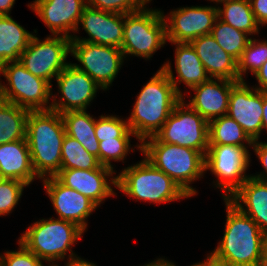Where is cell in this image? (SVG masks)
Returning a JSON list of instances; mask_svg holds the SVG:
<instances>
[{
	"label": "cell",
	"mask_w": 267,
	"mask_h": 266,
	"mask_svg": "<svg viewBox=\"0 0 267 266\" xmlns=\"http://www.w3.org/2000/svg\"><path fill=\"white\" fill-rule=\"evenodd\" d=\"M257 23L267 25V0H249Z\"/></svg>",
	"instance_id": "obj_39"
},
{
	"label": "cell",
	"mask_w": 267,
	"mask_h": 266,
	"mask_svg": "<svg viewBox=\"0 0 267 266\" xmlns=\"http://www.w3.org/2000/svg\"><path fill=\"white\" fill-rule=\"evenodd\" d=\"M210 35L216 40L219 46L238 61L242 52L247 47L250 39L245 32L235 29L229 24L221 21L218 17Z\"/></svg>",
	"instance_id": "obj_30"
},
{
	"label": "cell",
	"mask_w": 267,
	"mask_h": 266,
	"mask_svg": "<svg viewBox=\"0 0 267 266\" xmlns=\"http://www.w3.org/2000/svg\"><path fill=\"white\" fill-rule=\"evenodd\" d=\"M162 13L167 40L171 43H190L211 33L217 19V6L181 7L170 11V17Z\"/></svg>",
	"instance_id": "obj_14"
},
{
	"label": "cell",
	"mask_w": 267,
	"mask_h": 266,
	"mask_svg": "<svg viewBox=\"0 0 267 266\" xmlns=\"http://www.w3.org/2000/svg\"><path fill=\"white\" fill-rule=\"evenodd\" d=\"M19 250L0 254V266H44L42 260L18 241Z\"/></svg>",
	"instance_id": "obj_37"
},
{
	"label": "cell",
	"mask_w": 267,
	"mask_h": 266,
	"mask_svg": "<svg viewBox=\"0 0 267 266\" xmlns=\"http://www.w3.org/2000/svg\"><path fill=\"white\" fill-rule=\"evenodd\" d=\"M147 139L135 146L145 159L168 175L189 197L196 195L191 184L204 175L205 156L195 149L161 142L156 136Z\"/></svg>",
	"instance_id": "obj_4"
},
{
	"label": "cell",
	"mask_w": 267,
	"mask_h": 266,
	"mask_svg": "<svg viewBox=\"0 0 267 266\" xmlns=\"http://www.w3.org/2000/svg\"><path fill=\"white\" fill-rule=\"evenodd\" d=\"M42 182L58 214L57 219L72 222L85 232L88 226L87 218L98 206L76 190L61 184L55 177H46Z\"/></svg>",
	"instance_id": "obj_17"
},
{
	"label": "cell",
	"mask_w": 267,
	"mask_h": 266,
	"mask_svg": "<svg viewBox=\"0 0 267 266\" xmlns=\"http://www.w3.org/2000/svg\"><path fill=\"white\" fill-rule=\"evenodd\" d=\"M236 81L210 78L191 90L195 92L187 103L206 121H211L228 113L229 95Z\"/></svg>",
	"instance_id": "obj_20"
},
{
	"label": "cell",
	"mask_w": 267,
	"mask_h": 266,
	"mask_svg": "<svg viewBox=\"0 0 267 266\" xmlns=\"http://www.w3.org/2000/svg\"><path fill=\"white\" fill-rule=\"evenodd\" d=\"M252 148L256 156L258 157L259 161L261 162L264 168V171L254 176L251 174L250 176L258 180L267 182V142L264 143V142H259L258 140H255L253 142Z\"/></svg>",
	"instance_id": "obj_38"
},
{
	"label": "cell",
	"mask_w": 267,
	"mask_h": 266,
	"mask_svg": "<svg viewBox=\"0 0 267 266\" xmlns=\"http://www.w3.org/2000/svg\"><path fill=\"white\" fill-rule=\"evenodd\" d=\"M0 74L8 82L5 85L0 81L1 100L29 111L50 110L52 84L48 81L31 74L19 61L1 64Z\"/></svg>",
	"instance_id": "obj_7"
},
{
	"label": "cell",
	"mask_w": 267,
	"mask_h": 266,
	"mask_svg": "<svg viewBox=\"0 0 267 266\" xmlns=\"http://www.w3.org/2000/svg\"><path fill=\"white\" fill-rule=\"evenodd\" d=\"M46 24L53 36L72 38L87 6L86 0H34L27 5Z\"/></svg>",
	"instance_id": "obj_18"
},
{
	"label": "cell",
	"mask_w": 267,
	"mask_h": 266,
	"mask_svg": "<svg viewBox=\"0 0 267 266\" xmlns=\"http://www.w3.org/2000/svg\"><path fill=\"white\" fill-rule=\"evenodd\" d=\"M228 200L248 215L267 236V182L250 176Z\"/></svg>",
	"instance_id": "obj_23"
},
{
	"label": "cell",
	"mask_w": 267,
	"mask_h": 266,
	"mask_svg": "<svg viewBox=\"0 0 267 266\" xmlns=\"http://www.w3.org/2000/svg\"><path fill=\"white\" fill-rule=\"evenodd\" d=\"M221 4L223 8L217 7V17L221 21L248 35L259 33L260 25L255 19L249 0H230Z\"/></svg>",
	"instance_id": "obj_27"
},
{
	"label": "cell",
	"mask_w": 267,
	"mask_h": 266,
	"mask_svg": "<svg viewBox=\"0 0 267 266\" xmlns=\"http://www.w3.org/2000/svg\"><path fill=\"white\" fill-rule=\"evenodd\" d=\"M26 186L28 187L26 183L15 179H4L0 182V216H6L12 212Z\"/></svg>",
	"instance_id": "obj_35"
},
{
	"label": "cell",
	"mask_w": 267,
	"mask_h": 266,
	"mask_svg": "<svg viewBox=\"0 0 267 266\" xmlns=\"http://www.w3.org/2000/svg\"><path fill=\"white\" fill-rule=\"evenodd\" d=\"M58 92L52 97L50 110L60 114L68 111L87 110L90 102L96 97L98 90H103L86 72L69 63L55 78Z\"/></svg>",
	"instance_id": "obj_13"
},
{
	"label": "cell",
	"mask_w": 267,
	"mask_h": 266,
	"mask_svg": "<svg viewBox=\"0 0 267 266\" xmlns=\"http://www.w3.org/2000/svg\"><path fill=\"white\" fill-rule=\"evenodd\" d=\"M259 266H267V239L264 244L261 260Z\"/></svg>",
	"instance_id": "obj_46"
},
{
	"label": "cell",
	"mask_w": 267,
	"mask_h": 266,
	"mask_svg": "<svg viewBox=\"0 0 267 266\" xmlns=\"http://www.w3.org/2000/svg\"><path fill=\"white\" fill-rule=\"evenodd\" d=\"M190 44L210 78L239 81L237 61L223 50L210 34L200 36L191 41Z\"/></svg>",
	"instance_id": "obj_22"
},
{
	"label": "cell",
	"mask_w": 267,
	"mask_h": 266,
	"mask_svg": "<svg viewBox=\"0 0 267 266\" xmlns=\"http://www.w3.org/2000/svg\"><path fill=\"white\" fill-rule=\"evenodd\" d=\"M267 130V93H263V117H262V132Z\"/></svg>",
	"instance_id": "obj_45"
},
{
	"label": "cell",
	"mask_w": 267,
	"mask_h": 266,
	"mask_svg": "<svg viewBox=\"0 0 267 266\" xmlns=\"http://www.w3.org/2000/svg\"><path fill=\"white\" fill-rule=\"evenodd\" d=\"M152 0H86L87 6L118 14H129L147 6ZM146 5V6H145Z\"/></svg>",
	"instance_id": "obj_36"
},
{
	"label": "cell",
	"mask_w": 267,
	"mask_h": 266,
	"mask_svg": "<svg viewBox=\"0 0 267 266\" xmlns=\"http://www.w3.org/2000/svg\"><path fill=\"white\" fill-rule=\"evenodd\" d=\"M166 42V25L162 11L144 7L125 14L121 45L124 58L133 55L149 60Z\"/></svg>",
	"instance_id": "obj_8"
},
{
	"label": "cell",
	"mask_w": 267,
	"mask_h": 266,
	"mask_svg": "<svg viewBox=\"0 0 267 266\" xmlns=\"http://www.w3.org/2000/svg\"><path fill=\"white\" fill-rule=\"evenodd\" d=\"M115 173V170L100 165L92 170L60 169L54 177L61 184L86 196L99 207L106 198L117 195L111 187V184L115 187L117 184L116 176L113 177ZM108 177H111L110 181Z\"/></svg>",
	"instance_id": "obj_16"
},
{
	"label": "cell",
	"mask_w": 267,
	"mask_h": 266,
	"mask_svg": "<svg viewBox=\"0 0 267 266\" xmlns=\"http://www.w3.org/2000/svg\"><path fill=\"white\" fill-rule=\"evenodd\" d=\"M184 99L182 97L174 106L155 136L161 142L195 149L206 156L209 147V122L186 104Z\"/></svg>",
	"instance_id": "obj_9"
},
{
	"label": "cell",
	"mask_w": 267,
	"mask_h": 266,
	"mask_svg": "<svg viewBox=\"0 0 267 266\" xmlns=\"http://www.w3.org/2000/svg\"><path fill=\"white\" fill-rule=\"evenodd\" d=\"M65 133L75 138L88 153L93 154L99 161V141L95 134L96 118L87 110L68 111L61 114Z\"/></svg>",
	"instance_id": "obj_26"
},
{
	"label": "cell",
	"mask_w": 267,
	"mask_h": 266,
	"mask_svg": "<svg viewBox=\"0 0 267 266\" xmlns=\"http://www.w3.org/2000/svg\"><path fill=\"white\" fill-rule=\"evenodd\" d=\"M3 180H4V178H3V177L1 176V174H0V182L3 181Z\"/></svg>",
	"instance_id": "obj_48"
},
{
	"label": "cell",
	"mask_w": 267,
	"mask_h": 266,
	"mask_svg": "<svg viewBox=\"0 0 267 266\" xmlns=\"http://www.w3.org/2000/svg\"><path fill=\"white\" fill-rule=\"evenodd\" d=\"M15 0H0V15H10Z\"/></svg>",
	"instance_id": "obj_43"
},
{
	"label": "cell",
	"mask_w": 267,
	"mask_h": 266,
	"mask_svg": "<svg viewBox=\"0 0 267 266\" xmlns=\"http://www.w3.org/2000/svg\"><path fill=\"white\" fill-rule=\"evenodd\" d=\"M224 202L227 215L223 239L210 254L229 266H259L267 236L228 199Z\"/></svg>",
	"instance_id": "obj_2"
},
{
	"label": "cell",
	"mask_w": 267,
	"mask_h": 266,
	"mask_svg": "<svg viewBox=\"0 0 267 266\" xmlns=\"http://www.w3.org/2000/svg\"><path fill=\"white\" fill-rule=\"evenodd\" d=\"M181 99L167 74L160 68L139 92L127 119L129 129L140 144L160 131Z\"/></svg>",
	"instance_id": "obj_1"
},
{
	"label": "cell",
	"mask_w": 267,
	"mask_h": 266,
	"mask_svg": "<svg viewBox=\"0 0 267 266\" xmlns=\"http://www.w3.org/2000/svg\"><path fill=\"white\" fill-rule=\"evenodd\" d=\"M71 39L65 36L49 35L40 40L34 35L21 53L19 62L31 74L43 78L51 84L61 71L69 64L66 58L70 53Z\"/></svg>",
	"instance_id": "obj_11"
},
{
	"label": "cell",
	"mask_w": 267,
	"mask_h": 266,
	"mask_svg": "<svg viewBox=\"0 0 267 266\" xmlns=\"http://www.w3.org/2000/svg\"><path fill=\"white\" fill-rule=\"evenodd\" d=\"M99 166L97 157L88 153L75 138L65 135L62 143L61 169L92 170Z\"/></svg>",
	"instance_id": "obj_31"
},
{
	"label": "cell",
	"mask_w": 267,
	"mask_h": 266,
	"mask_svg": "<svg viewBox=\"0 0 267 266\" xmlns=\"http://www.w3.org/2000/svg\"><path fill=\"white\" fill-rule=\"evenodd\" d=\"M209 1H211V2H215V3H223V2H226V1H230V0H209Z\"/></svg>",
	"instance_id": "obj_47"
},
{
	"label": "cell",
	"mask_w": 267,
	"mask_h": 266,
	"mask_svg": "<svg viewBox=\"0 0 267 266\" xmlns=\"http://www.w3.org/2000/svg\"><path fill=\"white\" fill-rule=\"evenodd\" d=\"M66 133L61 114L52 110L30 111L26 140L33 170L39 179L54 177L61 169L62 143Z\"/></svg>",
	"instance_id": "obj_3"
},
{
	"label": "cell",
	"mask_w": 267,
	"mask_h": 266,
	"mask_svg": "<svg viewBox=\"0 0 267 266\" xmlns=\"http://www.w3.org/2000/svg\"><path fill=\"white\" fill-rule=\"evenodd\" d=\"M65 266H97L94 263L80 258L79 256L68 259Z\"/></svg>",
	"instance_id": "obj_41"
},
{
	"label": "cell",
	"mask_w": 267,
	"mask_h": 266,
	"mask_svg": "<svg viewBox=\"0 0 267 266\" xmlns=\"http://www.w3.org/2000/svg\"><path fill=\"white\" fill-rule=\"evenodd\" d=\"M84 231L76 224L57 218L41 219L29 226L18 241L43 261L52 262L76 257L71 249Z\"/></svg>",
	"instance_id": "obj_5"
},
{
	"label": "cell",
	"mask_w": 267,
	"mask_h": 266,
	"mask_svg": "<svg viewBox=\"0 0 267 266\" xmlns=\"http://www.w3.org/2000/svg\"><path fill=\"white\" fill-rule=\"evenodd\" d=\"M95 134L99 142L135 136L129 129L127 119L124 120L115 115H101L99 119H96Z\"/></svg>",
	"instance_id": "obj_33"
},
{
	"label": "cell",
	"mask_w": 267,
	"mask_h": 266,
	"mask_svg": "<svg viewBox=\"0 0 267 266\" xmlns=\"http://www.w3.org/2000/svg\"><path fill=\"white\" fill-rule=\"evenodd\" d=\"M248 147L235 145H209L205 156V171L210 170L218 180L216 188L223 191L222 197H229L250 177L246 170L250 165Z\"/></svg>",
	"instance_id": "obj_10"
},
{
	"label": "cell",
	"mask_w": 267,
	"mask_h": 266,
	"mask_svg": "<svg viewBox=\"0 0 267 266\" xmlns=\"http://www.w3.org/2000/svg\"><path fill=\"white\" fill-rule=\"evenodd\" d=\"M130 138H114L99 142V163L114 170L111 161H124L131 152Z\"/></svg>",
	"instance_id": "obj_34"
},
{
	"label": "cell",
	"mask_w": 267,
	"mask_h": 266,
	"mask_svg": "<svg viewBox=\"0 0 267 266\" xmlns=\"http://www.w3.org/2000/svg\"><path fill=\"white\" fill-rule=\"evenodd\" d=\"M252 147L253 140L230 116L223 115L209 121V145H235Z\"/></svg>",
	"instance_id": "obj_29"
},
{
	"label": "cell",
	"mask_w": 267,
	"mask_h": 266,
	"mask_svg": "<svg viewBox=\"0 0 267 266\" xmlns=\"http://www.w3.org/2000/svg\"><path fill=\"white\" fill-rule=\"evenodd\" d=\"M70 54L81 64L73 65L86 72L103 90H107L124 62L121 48L88 42L71 41Z\"/></svg>",
	"instance_id": "obj_12"
},
{
	"label": "cell",
	"mask_w": 267,
	"mask_h": 266,
	"mask_svg": "<svg viewBox=\"0 0 267 266\" xmlns=\"http://www.w3.org/2000/svg\"><path fill=\"white\" fill-rule=\"evenodd\" d=\"M34 35L10 15H0V65L19 61Z\"/></svg>",
	"instance_id": "obj_25"
},
{
	"label": "cell",
	"mask_w": 267,
	"mask_h": 266,
	"mask_svg": "<svg viewBox=\"0 0 267 266\" xmlns=\"http://www.w3.org/2000/svg\"><path fill=\"white\" fill-rule=\"evenodd\" d=\"M116 188L137 200L160 204L189 196L164 172L155 168L145 157L137 164L124 168L116 176Z\"/></svg>",
	"instance_id": "obj_6"
},
{
	"label": "cell",
	"mask_w": 267,
	"mask_h": 266,
	"mask_svg": "<svg viewBox=\"0 0 267 266\" xmlns=\"http://www.w3.org/2000/svg\"><path fill=\"white\" fill-rule=\"evenodd\" d=\"M125 14L112 13L86 6L83 9L79 25L89 37L72 36L71 41L88 42L121 48L124 34Z\"/></svg>",
	"instance_id": "obj_19"
},
{
	"label": "cell",
	"mask_w": 267,
	"mask_h": 266,
	"mask_svg": "<svg viewBox=\"0 0 267 266\" xmlns=\"http://www.w3.org/2000/svg\"><path fill=\"white\" fill-rule=\"evenodd\" d=\"M255 78L258 81V86H256L255 88L263 93H267V61L255 74Z\"/></svg>",
	"instance_id": "obj_40"
},
{
	"label": "cell",
	"mask_w": 267,
	"mask_h": 266,
	"mask_svg": "<svg viewBox=\"0 0 267 266\" xmlns=\"http://www.w3.org/2000/svg\"><path fill=\"white\" fill-rule=\"evenodd\" d=\"M196 266H229L226 263L216 260L211 254H207L206 260L195 263Z\"/></svg>",
	"instance_id": "obj_42"
},
{
	"label": "cell",
	"mask_w": 267,
	"mask_h": 266,
	"mask_svg": "<svg viewBox=\"0 0 267 266\" xmlns=\"http://www.w3.org/2000/svg\"><path fill=\"white\" fill-rule=\"evenodd\" d=\"M29 110L0 99V145L26 139Z\"/></svg>",
	"instance_id": "obj_28"
},
{
	"label": "cell",
	"mask_w": 267,
	"mask_h": 266,
	"mask_svg": "<svg viewBox=\"0 0 267 266\" xmlns=\"http://www.w3.org/2000/svg\"><path fill=\"white\" fill-rule=\"evenodd\" d=\"M228 116L234 119L247 135L259 140L262 132L263 92L245 81L236 82L229 95Z\"/></svg>",
	"instance_id": "obj_15"
},
{
	"label": "cell",
	"mask_w": 267,
	"mask_h": 266,
	"mask_svg": "<svg viewBox=\"0 0 267 266\" xmlns=\"http://www.w3.org/2000/svg\"><path fill=\"white\" fill-rule=\"evenodd\" d=\"M173 44L176 45L175 71L178 74V78H175L169 61L164 63L161 68L174 85L176 92L181 97H184L181 89L178 87V83L183 82L191 89L209 80L210 76L190 43L176 42Z\"/></svg>",
	"instance_id": "obj_21"
},
{
	"label": "cell",
	"mask_w": 267,
	"mask_h": 266,
	"mask_svg": "<svg viewBox=\"0 0 267 266\" xmlns=\"http://www.w3.org/2000/svg\"><path fill=\"white\" fill-rule=\"evenodd\" d=\"M0 174L4 179L19 180L28 186L38 179L26 139L0 145Z\"/></svg>",
	"instance_id": "obj_24"
},
{
	"label": "cell",
	"mask_w": 267,
	"mask_h": 266,
	"mask_svg": "<svg viewBox=\"0 0 267 266\" xmlns=\"http://www.w3.org/2000/svg\"><path fill=\"white\" fill-rule=\"evenodd\" d=\"M267 61V40L250 39L247 47L237 61L239 81H245L243 75L250 73L255 75L261 66Z\"/></svg>",
	"instance_id": "obj_32"
},
{
	"label": "cell",
	"mask_w": 267,
	"mask_h": 266,
	"mask_svg": "<svg viewBox=\"0 0 267 266\" xmlns=\"http://www.w3.org/2000/svg\"><path fill=\"white\" fill-rule=\"evenodd\" d=\"M143 266H176V265L169 260L163 258H157V260H154L151 263H147Z\"/></svg>",
	"instance_id": "obj_44"
}]
</instances>
